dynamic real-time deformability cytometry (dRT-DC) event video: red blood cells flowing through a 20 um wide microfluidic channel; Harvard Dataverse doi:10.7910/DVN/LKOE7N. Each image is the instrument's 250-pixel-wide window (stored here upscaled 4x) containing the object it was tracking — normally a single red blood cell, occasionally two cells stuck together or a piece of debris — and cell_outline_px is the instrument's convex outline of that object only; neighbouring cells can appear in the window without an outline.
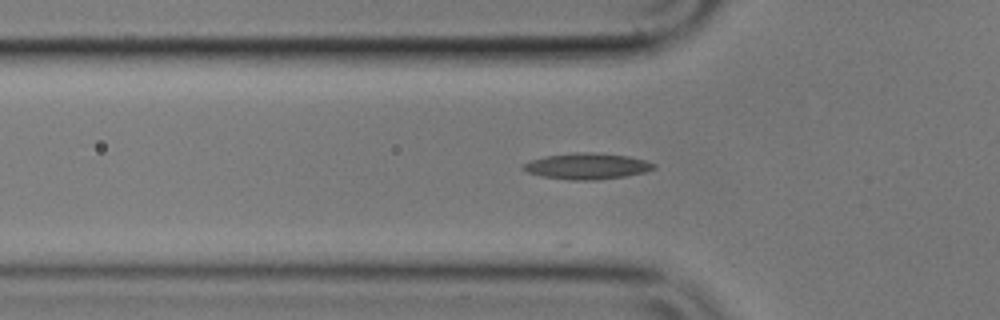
{"species": "common noctule bat (a hibernating species)", "species_latin": "Nyctalus noctula", "temperature_condition": "cold", "stored_images_in_passage": 9, "camera_frame_rate_fps": 3000, "um_per_image_px": 0.085, "animal": {"sex": "male", "body_mass_g": 17.9}, "frame": {"image": 1, "passage_image": 2, "time_ms": 0.333, "image_size_px": [1000, 320], "cell_outline_px": [[656, 168], [644, 172], [624, 176], [596, 180], [568, 180], [540, 176], [528, 172], [520, 168], [520, 164], [544, 156], [572, 152], [592, 152], [628, 156], [644, 160], [656, 164]], "centroid_in_image_um": [49.84, 14.12], "position_along_channel_um": 76.0, "area_um2": 20.0}}